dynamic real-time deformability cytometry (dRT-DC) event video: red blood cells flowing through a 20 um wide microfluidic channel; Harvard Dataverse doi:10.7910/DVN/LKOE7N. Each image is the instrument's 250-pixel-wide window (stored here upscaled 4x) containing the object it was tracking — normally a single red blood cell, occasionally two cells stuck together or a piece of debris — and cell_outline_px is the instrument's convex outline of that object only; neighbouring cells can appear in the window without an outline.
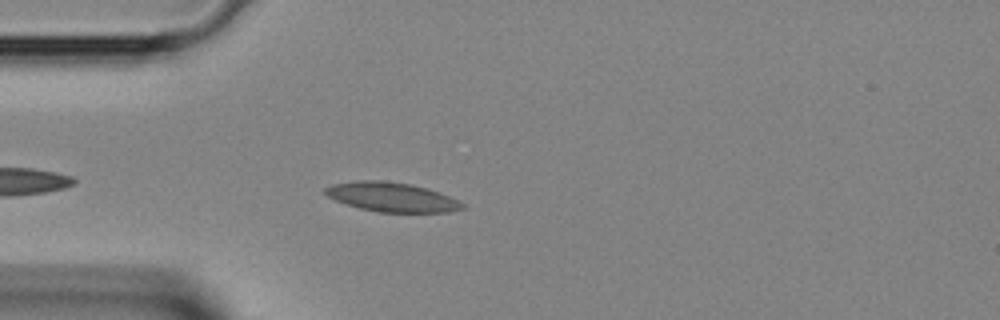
{"species": "Egyptian fruit bat (a non-hibernating species)", "species_latin": "Rousettus aegyptiacus", "temperature_condition": "room temperature", "stored_images_in_passage": 3, "segment_of_instrument_passage": [1, 2], "camera_frame_rate_fps": 3000, "um_per_image_px": 0.085, "animal": {"sex": "female"}, "frame": {"image": 1, "passage_image": 1, "time_ms": 0.0, "image_size_px": [1000, 320], "cell_outline_px": [[468, 208], [448, 212], [380, 212], [360, 208], [336, 200], [328, 196], [324, 192], [324, 188], [332, 184], [360, 180], [384, 180], [412, 184], [428, 188], [440, 192], [460, 200]], "centroid_in_image_um": [33.37, 16.74], "position_along_channel_um": 51.6, "area_um2": 23.58}}